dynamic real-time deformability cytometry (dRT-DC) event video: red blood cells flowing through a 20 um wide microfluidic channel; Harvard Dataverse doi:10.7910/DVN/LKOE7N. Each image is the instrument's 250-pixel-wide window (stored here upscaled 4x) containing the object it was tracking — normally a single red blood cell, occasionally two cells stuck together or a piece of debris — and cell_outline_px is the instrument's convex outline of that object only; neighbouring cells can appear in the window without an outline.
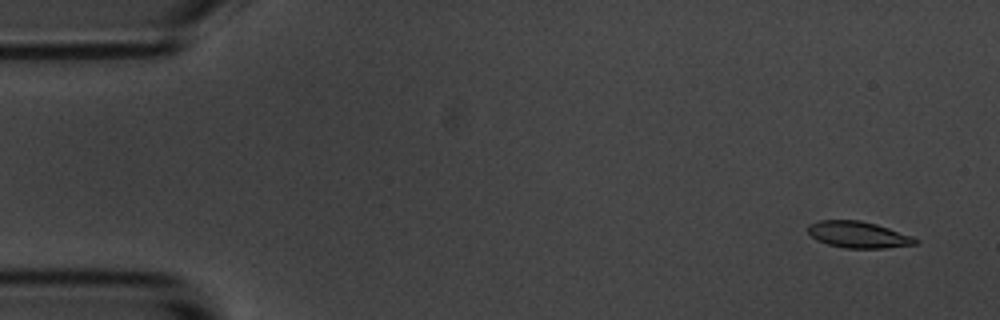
{"species": "common noctule bat (a hibernating species)", "species_latin": "Nyctalus noctula", "temperature_condition": "room temperature", "stored_images_in_passage": 57, "camera_frame_rate_fps": 3000, "um_per_image_px": 0.085, "animal": {"sex": "male", "body_mass_g": 20.1, "forearm_length_mm": 53.5}, "frame": {"image": 1, "passage_image": 3, "time_ms": 0.667, "image_size_px": [1000, 320], "cell_outline_px": [[920, 240], [916, 244], [884, 248], [844, 248], [828, 244], [816, 240], [808, 232], [808, 224], [820, 220], [860, 220], [876, 224], [912, 236]], "centroid_in_image_um": [72.94, 19.94], "position_along_channel_um": 12.1, "area_um2": 16.53}}
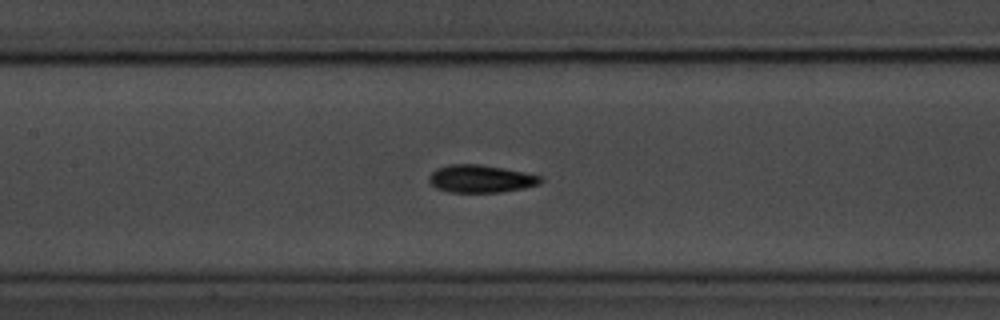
{"frame": {"image": 2, "passage_image": 26, "time_ms": 8.333, "image_size_px": [1000, 320], "cell_outline_px": [[544, 180], [540, 184], [524, 188], [500, 192], [448, 192], [436, 188], [428, 180], [428, 176], [436, 168], [448, 164], [480, 164], [504, 168], [524, 172], [540, 176]], "centroid_in_image_um": [40.85, 15.19], "position_along_channel_um": 166.5, "area_um2": 18.09}}
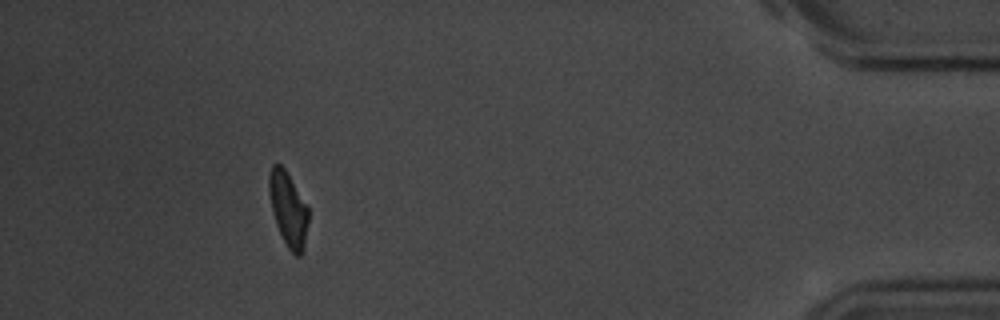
{"frame": {"image": 3, "passage_image": 52, "time_ms": 17.0, "image_size_px": [1000, 320], "cell_outline_px": [[308, 220], [304, 252], [300, 256], [296, 256], [288, 248], [276, 224], [268, 192], [268, 176], [272, 164], [280, 164], [284, 168], [308, 208]], "centroid_in_image_um": [24.49, 17.79], "position_along_channel_um": 410.7, "area_um2": 16.82}, "authors_computed_cell_mechanics": {"area_um2": 17.3978, "velocity_mm_per_s": 3.4982, "shape_relaxation_time_tau1_ms": 2.4773, "shape_relaxation_time_tau2_ms": 2.6257, "deformation_change_tau1": 0.1244, "deformation_change_tau2": 0.0796}}